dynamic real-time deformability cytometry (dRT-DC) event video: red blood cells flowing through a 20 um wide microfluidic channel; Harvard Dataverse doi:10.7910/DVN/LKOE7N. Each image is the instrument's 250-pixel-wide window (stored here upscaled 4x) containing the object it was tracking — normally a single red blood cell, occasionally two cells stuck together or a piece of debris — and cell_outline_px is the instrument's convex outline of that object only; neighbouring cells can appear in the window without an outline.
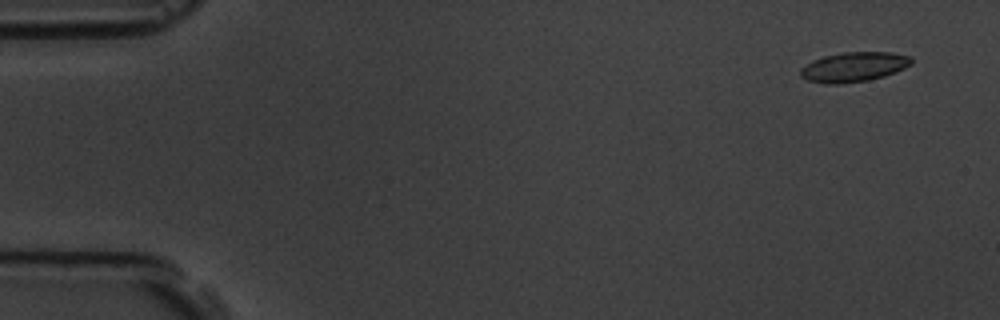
{"species": "common noctule bat (a hibernating species)", "species_latin": "Nyctalus noctula", "temperature_condition": "room temperature", "stored_images_in_passage": 7, "camera_frame_rate_fps": 3000, "um_per_image_px": 0.085, "animal": {"sex": "male", "body_mass_g": 19.5, "forearm_length_mm": 54.6}, "frame": {"image": 1, "passage_image": 2, "time_ms": 1.0, "image_size_px": [1000, 320], "cell_outline_px": [[912, 64], [896, 72], [884, 76], [868, 80], [840, 84], [824, 84], [808, 80], [800, 76], [800, 68], [812, 60], [824, 56], [844, 52], [892, 52], [908, 56], [912, 60]], "centroid_in_image_um": [72.55, 5.69], "position_along_channel_um": 12.4, "area_um2": 19.25}}
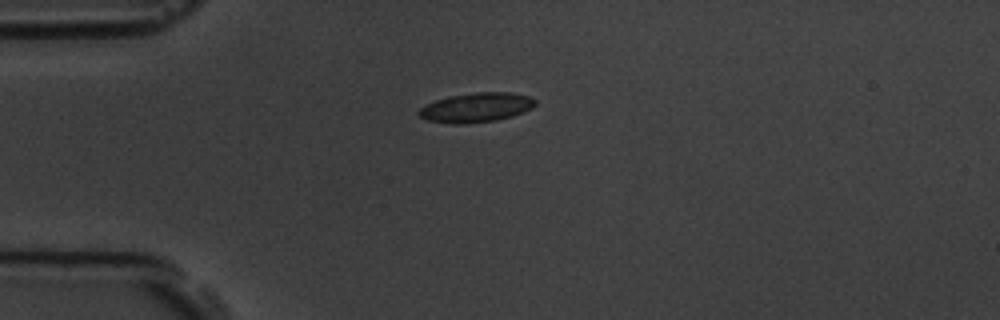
{"frame": {"image": 2, "passage_image": 5, "time_ms": 4.667, "image_size_px": [1000, 320], "cell_outline_px": [[536, 104], [532, 108], [524, 112], [512, 116], [496, 120], [464, 124], [452, 124], [428, 120], [420, 116], [416, 112], [424, 104], [448, 96], [476, 92], [508, 92], [528, 96], [536, 100]], "centroid_in_image_um": [40.46, 9.13], "position_along_channel_um": 44.5, "area_um2": 20.06}}
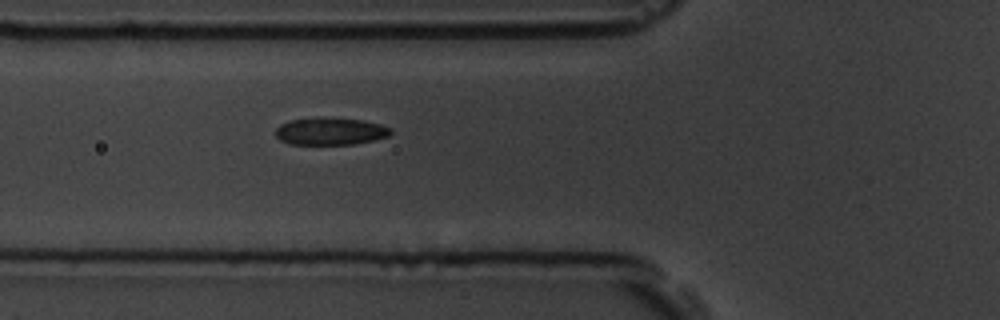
{"frame": {"image": 3, "passage_image": 7, "time_ms": 6.667, "image_size_px": [1000, 320], "cell_outline_px": [[392, 132], [388, 136], [356, 144], [288, 144], [280, 140], [276, 136], [276, 128], [280, 124], [288, 120], [364, 120], [380, 124], [392, 128]], "centroid_in_image_um": [28.09, 11.2], "position_along_channel_um": 97.7, "area_um2": 17.57}}